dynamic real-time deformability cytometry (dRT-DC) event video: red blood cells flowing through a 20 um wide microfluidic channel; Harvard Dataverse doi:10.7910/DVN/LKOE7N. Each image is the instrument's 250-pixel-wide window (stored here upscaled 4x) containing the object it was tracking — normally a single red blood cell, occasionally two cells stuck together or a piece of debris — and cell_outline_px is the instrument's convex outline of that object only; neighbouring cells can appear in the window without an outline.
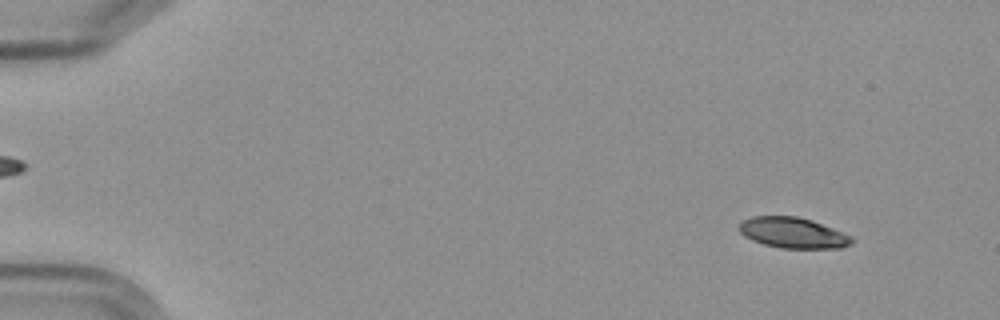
{"species": "Egyptian fruit bat (a non-hibernating species)", "species_latin": "Rousettus aegyptiacus", "temperature_condition": "cold", "stored_images_in_passage": 6, "camera_frame_rate_fps": 3000, "um_per_image_px": 0.085, "frame": {"image": 1, "passage_image": 1, "time_ms": 0.0, "image_size_px": [1000, 320], "cell_outline_px": [[856, 240], [852, 244], [840, 248], [780, 248], [764, 244], [752, 240], [744, 236], [740, 232], [740, 224], [744, 220], [752, 216], [796, 216], [812, 220], [852, 236]], "centroid_in_image_um": [67.43, 19.79], "position_along_channel_um": 17.6, "area_um2": 20.11}}
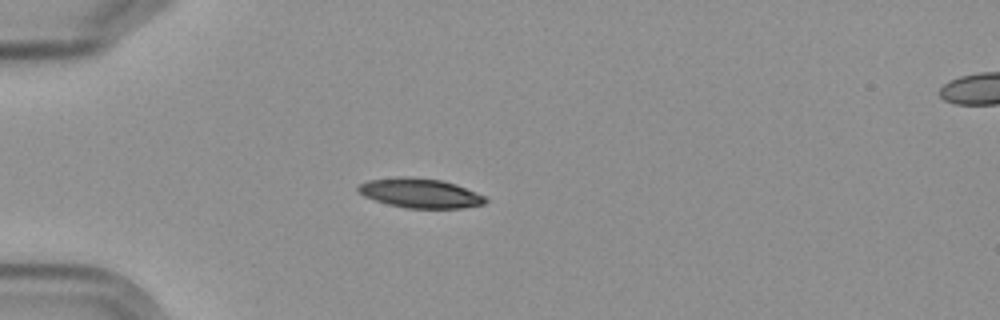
{"frame": {"image": 2, "passage_image": 4, "time_ms": 3.667, "image_size_px": [1000, 320], "cell_outline_px": [[488, 200], [484, 204], [464, 208], [408, 208], [388, 204], [364, 196], [356, 188], [360, 184], [368, 180], [440, 180], [456, 184], [484, 196]], "centroid_in_image_um": [35.79, 16.48], "position_along_channel_um": 49.2, "area_um2": 20.58}}
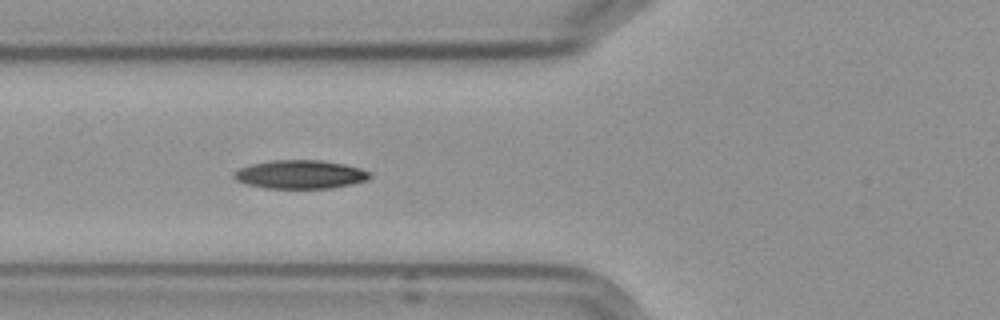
{"frame": {"image": 3, "passage_image": 6, "time_ms": 5.667, "image_size_px": [1000, 320], "cell_outline_px": [[372, 176], [368, 180], [352, 184], [332, 188], [264, 188], [248, 184], [236, 180], [232, 176], [240, 168], [252, 164], [272, 160], [320, 160], [344, 164], [360, 168], [372, 172]], "centroid_in_image_um": [25.57, 14.83], "position_along_channel_um": 100.2, "area_um2": 22.6}}